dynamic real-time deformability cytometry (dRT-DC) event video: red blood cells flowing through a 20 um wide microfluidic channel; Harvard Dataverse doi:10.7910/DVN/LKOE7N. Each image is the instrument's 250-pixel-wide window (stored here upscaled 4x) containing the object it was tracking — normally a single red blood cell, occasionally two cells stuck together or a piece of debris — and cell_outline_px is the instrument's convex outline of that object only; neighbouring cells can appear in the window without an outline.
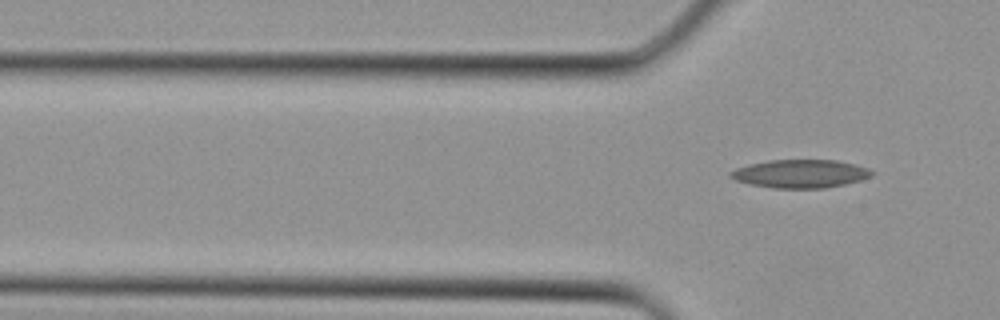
{"species": "Egyptian fruit bat (a non-hibernating species)", "species_latin": "Rousettus aegyptiacus", "temperature_condition": "cold", "stored_images_in_passage": 3, "camera_frame_rate_fps": 3000, "um_per_image_px": 0.085, "animal": {"sex": "female"}, "frame": {"image": 1, "passage_image": 3, "time_ms": 0.667, "image_size_px": [1000, 320], "cell_outline_px": [[872, 176], [860, 180], [844, 184], [824, 188], [776, 188], [748, 184], [736, 180], [728, 176], [728, 172], [736, 168], [748, 164], [768, 160], [836, 160], [856, 164], [868, 168], [872, 172]], "centroid_in_image_um": [67.99, 14.76], "position_along_channel_um": 57.8, "area_um2": 23.29}}